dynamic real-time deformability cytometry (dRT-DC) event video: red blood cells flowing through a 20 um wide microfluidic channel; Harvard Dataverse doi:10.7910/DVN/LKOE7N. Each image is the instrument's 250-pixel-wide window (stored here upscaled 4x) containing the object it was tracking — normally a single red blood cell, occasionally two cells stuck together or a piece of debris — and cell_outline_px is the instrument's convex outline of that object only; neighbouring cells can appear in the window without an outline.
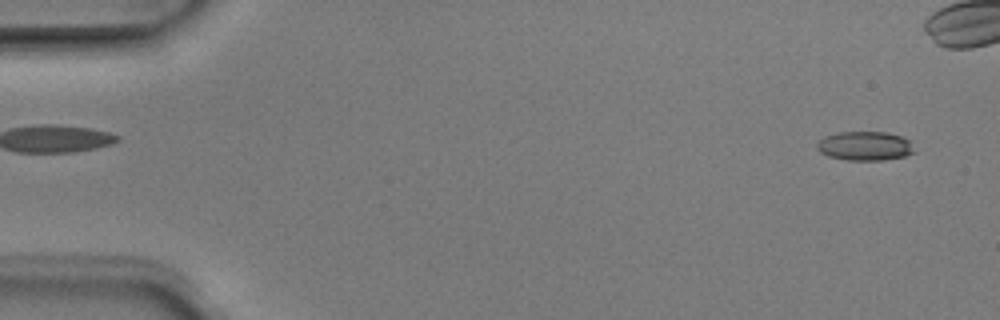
{"species": "Egyptian fruit bat (a non-hibernating species)", "species_latin": "Rousettus aegyptiacus", "temperature_condition": "room temperature", "stored_images_in_passage": 4, "camera_frame_rate_fps": 3000, "um_per_image_px": 0.085, "animal": {"sex": "male"}, "frame": {"image": 1, "passage_image": 4, "time_ms": 1.0, "image_size_px": [1000, 320], "cell_outline_px": [[916, 152], [904, 156], [884, 160], [848, 160], [828, 156], [820, 152], [816, 148], [816, 144], [824, 136], [840, 132], [888, 132], [912, 140]], "centroid_in_image_um": [73.56, 12.4], "position_along_channel_um": 11.4, "area_um2": 16.7}}